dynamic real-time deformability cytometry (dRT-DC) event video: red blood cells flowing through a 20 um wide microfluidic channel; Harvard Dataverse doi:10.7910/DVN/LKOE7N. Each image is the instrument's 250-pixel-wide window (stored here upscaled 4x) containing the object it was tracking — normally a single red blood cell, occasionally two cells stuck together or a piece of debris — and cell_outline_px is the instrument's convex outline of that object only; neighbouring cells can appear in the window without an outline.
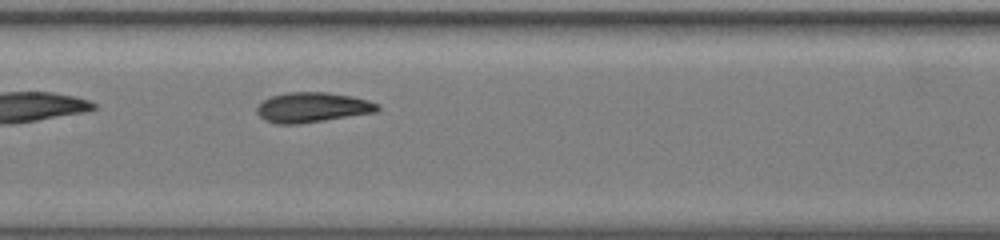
{"species": "common noctule bat (a hibernating species)", "species_latin": "Nyctalus noctula", "temperature_condition": "warm", "stored_images_in_passage": 37, "camera_frame_rate_fps": 3000, "um_per_image_px": 0.085, "animal": {"sex": "female", "body_mass_g": 19.5, "forearm_length_mm": 54.1}, "frame": {"image": 1, "passage_image": 11, "time_ms": 3.333, "image_size_px": [1000, 240], "cell_outline_px": [[380, 108], [376, 112], [300, 124], [276, 124], [264, 120], [256, 112], [256, 108], [264, 100], [272, 96], [288, 92], [328, 92], [352, 96], [368, 100], [380, 104]], "centroid_in_image_um": [26.56, 9.13], "position_along_channel_um": 180.8, "area_um2": 21.15}}
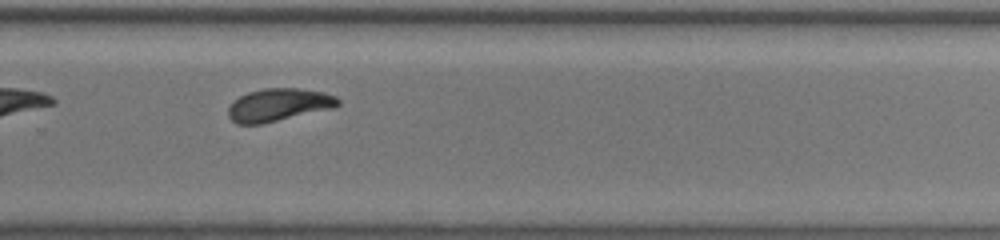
{"frame": {"image": 2, "passage_image": 22, "time_ms": 7.0, "image_size_px": [1000, 240], "cell_outline_px": [[340, 104], [336, 108], [260, 124], [236, 124], [228, 116], [228, 108], [240, 96], [248, 92], [264, 88], [300, 88], [324, 92], [336, 96], [340, 100]], "centroid_in_image_um": [23.73, 8.91], "position_along_channel_um": 306.1, "area_um2": 21.04}, "authors_computed_cell_mechanics": {"area_um2": 20.9236, "velocity_mm_per_s": 3.4365, "shape_relaxation_time_tau1_ms": 4.2401, "shape_relaxation_time_tau2_ms": 1.2305, "deformation_change_tau1": 0.1446, "deformation_change_tau2": 0.0705}}